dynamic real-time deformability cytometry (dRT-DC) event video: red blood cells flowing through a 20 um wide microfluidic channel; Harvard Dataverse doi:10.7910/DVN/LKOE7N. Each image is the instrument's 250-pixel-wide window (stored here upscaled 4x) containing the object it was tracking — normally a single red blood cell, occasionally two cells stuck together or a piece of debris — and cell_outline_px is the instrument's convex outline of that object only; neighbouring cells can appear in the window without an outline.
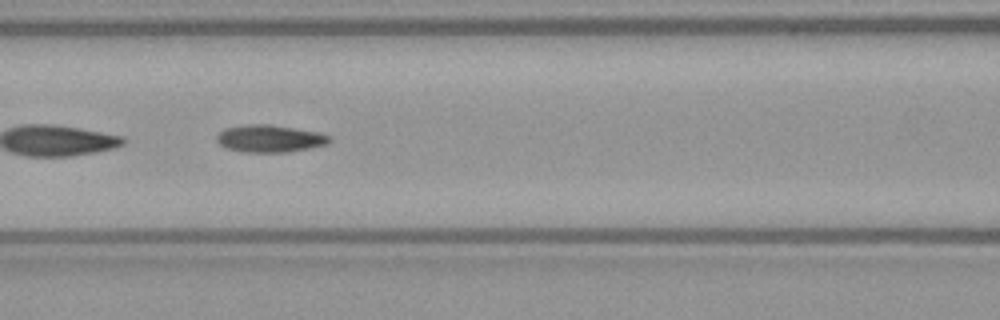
{"species": "common noctule bat (a hibernating species)", "species_latin": "Nyctalus noctula", "temperature_condition": "warm", "stored_images_in_passage": 38, "camera_frame_rate_fps": 3000, "um_per_image_px": 0.085, "animal": {"sex": "female", "body_mass_g": 21.9}, "frame": {"image": 1, "passage_image": 12, "time_ms": 3.667, "image_size_px": [1000, 320], "cell_outline_px": [[332, 140], [324, 144], [312, 148], [288, 152], [240, 152], [224, 148], [216, 140], [216, 136], [224, 128], [248, 124], [268, 124], [320, 132], [332, 136]], "centroid_in_image_um": [22.92, 11.78], "position_along_channel_um": 143.7, "area_um2": 18.15}}
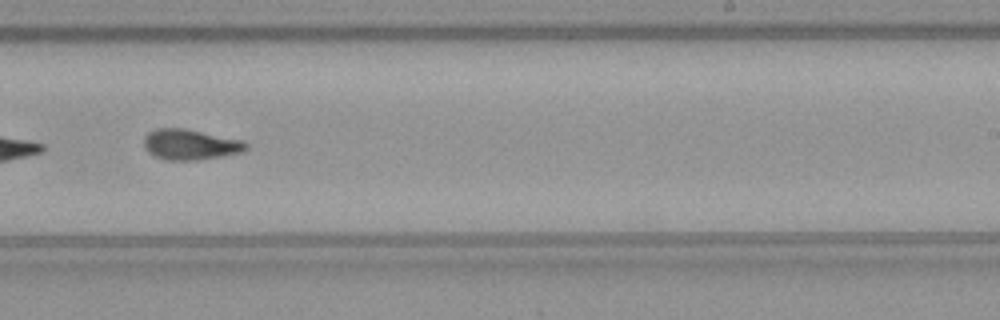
{"frame": {"image": 2, "passage_image": 22, "time_ms": 7.0, "image_size_px": [1000, 320], "cell_outline_px": [[248, 148], [240, 152], [224, 156], [196, 160], [164, 160], [148, 152], [144, 148], [144, 136], [148, 132], [156, 128], [184, 128], [244, 140], [248, 144]], "centroid_in_image_um": [16.17, 12.28], "position_along_channel_um": 272.8, "area_um2": 18.32}, "authors_computed_cell_mechanics": {"area_um2": 17.9469, "velocity_mm_per_s": 3.8793, "shape_relaxation_time_tau1_ms": 9.0629, "shape_relaxation_time_tau2_ms": 3.7371, "deformation_change_tau1": 0.2237, "deformation_change_tau2": 0.1075}}